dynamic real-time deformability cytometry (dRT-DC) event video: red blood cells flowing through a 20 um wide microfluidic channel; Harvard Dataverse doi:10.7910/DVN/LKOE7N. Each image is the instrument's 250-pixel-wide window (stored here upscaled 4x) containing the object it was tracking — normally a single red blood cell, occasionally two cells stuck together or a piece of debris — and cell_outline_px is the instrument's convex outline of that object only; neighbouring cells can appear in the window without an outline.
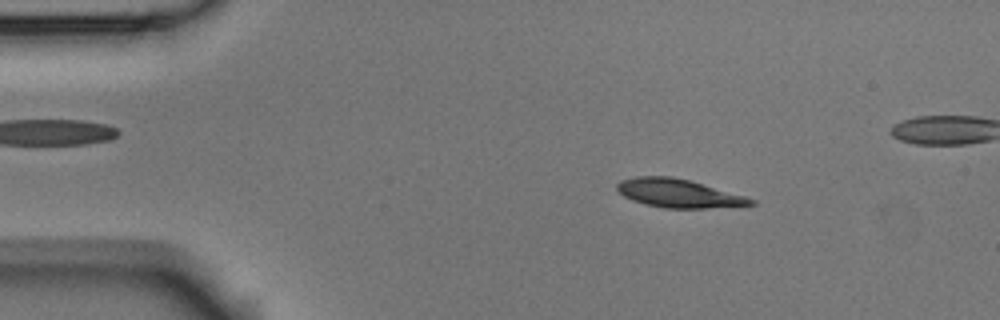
{"species": "Egyptian fruit bat (a non-hibernating species)", "species_latin": "Rousettus aegyptiacus", "temperature_condition": "room temperature", "stored_images_in_passage": 47, "camera_frame_rate_fps": 3000, "um_per_image_px": 0.085, "animal": {"sex": "male"}, "frame": {"image": 1, "passage_image": 1, "time_ms": 0.0, "image_size_px": [1000, 320], "cell_outline_px": [[756, 204], [704, 208], [664, 208], [632, 200], [624, 196], [616, 188], [616, 184], [620, 180], [636, 176], [672, 176], [688, 180], [744, 196], [756, 200]], "centroid_in_image_um": [57.62, 16.42], "position_along_channel_um": 27.4, "area_um2": 21.79}}
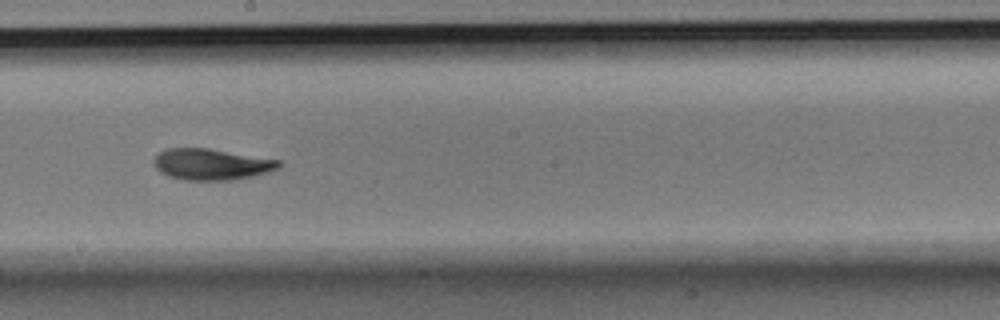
{"frame": {"image": 2, "passage_image": 22, "time_ms": 7.0, "image_size_px": [1000, 320], "cell_outline_px": [[284, 164], [276, 168], [252, 176], [232, 180], [184, 180], [168, 176], [160, 172], [152, 164], [152, 160], [160, 152], [168, 148], [208, 148], [280, 160]], "centroid_in_image_um": [17.92, 13.96], "position_along_channel_um": 230.3, "area_um2": 22.66}}
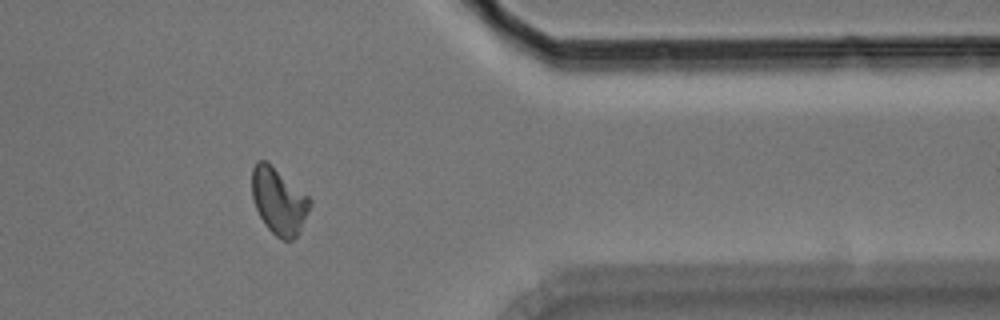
{"frame": {"image": 3, "passage_image": 36, "time_ms": 11.667, "image_size_px": [1000, 320], "cell_outline_px": [[312, 204], [296, 236], [292, 240], [284, 240], [276, 236], [264, 224], [256, 208], [252, 196], [252, 168], [256, 160], [264, 160], [308, 196], [312, 200]], "centroid_in_image_um": [23.68, 17.1], "position_along_channel_um": 387.7, "area_um2": 21.91}, "authors_computed_cell_mechanics": {"area_um2": 22.542, "velocity_mm_per_s": 3.7424, "shape_relaxation_time_tau1_ms": 2.4669, "shape_relaxation_time_tau2_ms": 3.5772, "deformation_change_tau1": 0.1367, "deformation_change_tau2": 0.089}}